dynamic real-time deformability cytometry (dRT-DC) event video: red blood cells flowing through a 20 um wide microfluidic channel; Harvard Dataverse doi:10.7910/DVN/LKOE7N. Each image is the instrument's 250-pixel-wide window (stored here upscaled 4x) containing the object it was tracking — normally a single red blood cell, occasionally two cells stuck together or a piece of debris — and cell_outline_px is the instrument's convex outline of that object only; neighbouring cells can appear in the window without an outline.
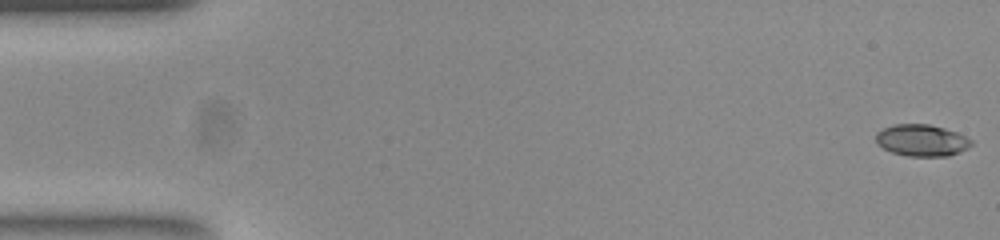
{"species": "common noctule bat (a hibernating species)", "species_latin": "Nyctalus noctula", "temperature_condition": "room temperature", "stored_images_in_passage": 53, "camera_frame_rate_fps": 3000, "um_per_image_px": 0.085, "animal": {"sex": "female", "body_mass_g": 23.0, "forearm_length_mm": 53.4}, "frame": {"image": 1, "passage_image": 1, "time_ms": 0.0, "image_size_px": [1000, 240], "cell_outline_px": [[972, 144], [968, 148], [960, 152], [948, 156], [908, 156], [892, 152], [884, 148], [876, 140], [876, 132], [892, 124], [928, 124], [944, 128], [956, 132], [972, 140]], "centroid_in_image_um": [78.36, 11.92], "position_along_channel_um": 6.6, "area_um2": 17.51}}
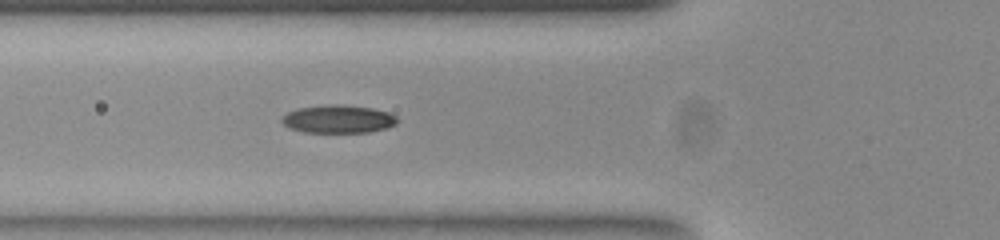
{"frame": {"image": 2, "passage_image": 19, "time_ms": 6.0, "image_size_px": [1000, 240], "cell_outline_px": [[400, 120], [396, 124], [384, 128], [368, 132], [304, 132], [288, 128], [280, 120], [288, 112], [296, 108], [336, 104], [340, 104], [372, 108], [388, 112], [396, 116]], "centroid_in_image_um": [28.75, 10.12], "position_along_channel_um": 97.1, "area_um2": 18.79}}
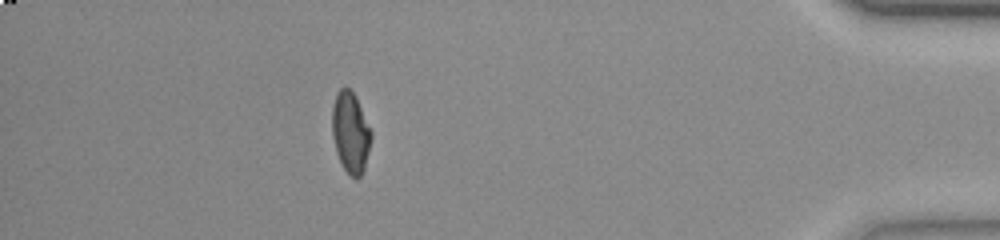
{"frame": {"image": 3, "passage_image": 47, "time_ms": 15.333, "image_size_px": [1000, 240], "cell_outline_px": [[372, 136], [364, 168], [360, 176], [356, 180], [340, 164], [336, 152], [332, 136], [332, 108], [336, 92], [340, 88], [348, 88], [356, 96], [372, 132]], "centroid_in_image_um": [29.78, 11.25], "position_along_channel_um": 405.4, "area_um2": 18.44}, "authors_computed_cell_mechanics": {"area_um2": 18.3804, "velocity_mm_per_s": 3.877, "shape_relaxation_time_tau1_ms": 5.7577, "shape_relaxation_time_tau2_ms": 2.4314, "deformation_change_tau1": 0.1756, "deformation_change_tau2": 0.0702}}